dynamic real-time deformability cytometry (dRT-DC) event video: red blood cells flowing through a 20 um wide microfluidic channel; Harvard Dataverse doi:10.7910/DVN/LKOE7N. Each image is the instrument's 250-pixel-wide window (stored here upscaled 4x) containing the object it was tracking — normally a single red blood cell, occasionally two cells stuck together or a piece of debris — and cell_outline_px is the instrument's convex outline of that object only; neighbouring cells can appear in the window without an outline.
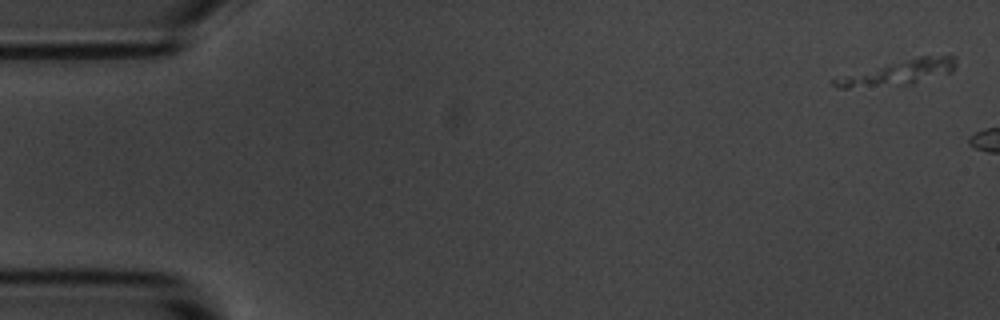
{"species": "common noctule bat (a hibernating species)", "species_latin": "Nyctalus noctula", "temperature_condition": "room temperature", "stored_images_in_passage": 6, "camera_frame_rate_fps": 3000, "um_per_image_px": 0.085, "animal": {"sex": "male", "body_mass_g": 20.1, "forearm_length_mm": 53.5}, "frame": {"image": 1, "passage_image": 1, "time_ms": 0.0, "image_size_px": [1000, 320], "cell_outline_px": [[956, 64], [948, 72], [908, 84], [848, 88], [840, 88], [832, 84], [832, 80], [920, 56], [956, 56]], "centroid_in_image_um": [76.44, 6.17], "position_along_channel_um": 8.6, "area_um2": 16.01}}